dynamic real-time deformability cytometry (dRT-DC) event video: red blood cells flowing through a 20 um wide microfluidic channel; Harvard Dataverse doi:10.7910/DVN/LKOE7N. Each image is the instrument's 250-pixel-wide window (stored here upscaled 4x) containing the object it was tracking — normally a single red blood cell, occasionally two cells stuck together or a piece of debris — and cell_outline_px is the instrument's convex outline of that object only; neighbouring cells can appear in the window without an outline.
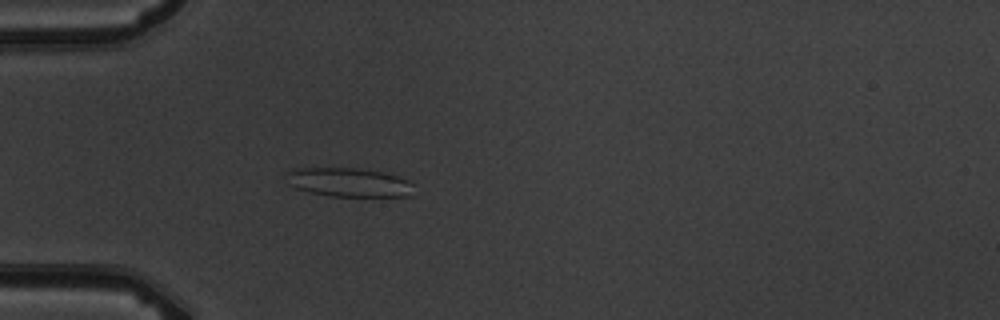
{"species": "common noctule bat (a hibernating species)", "species_latin": "Nyctalus noctula", "temperature_condition": "warm", "stored_images_in_passage": 4, "camera_frame_rate_fps": 3000, "um_per_image_px": 0.085, "animal": {"sex": "male", "body_mass_g": 19.5, "forearm_length_mm": 54.6}, "frame": {"image": 1, "passage_image": 4, "time_ms": 3.667, "image_size_px": [1000, 320], "cell_outline_px": [[412, 196], [332, 196], [312, 192], [296, 188], [288, 184], [288, 172], [292, 168], [352, 168], [392, 172], [408, 180], [412, 184]], "centroid_in_image_um": [29.71, 15.48], "position_along_channel_um": 55.3, "area_um2": 21.56}}